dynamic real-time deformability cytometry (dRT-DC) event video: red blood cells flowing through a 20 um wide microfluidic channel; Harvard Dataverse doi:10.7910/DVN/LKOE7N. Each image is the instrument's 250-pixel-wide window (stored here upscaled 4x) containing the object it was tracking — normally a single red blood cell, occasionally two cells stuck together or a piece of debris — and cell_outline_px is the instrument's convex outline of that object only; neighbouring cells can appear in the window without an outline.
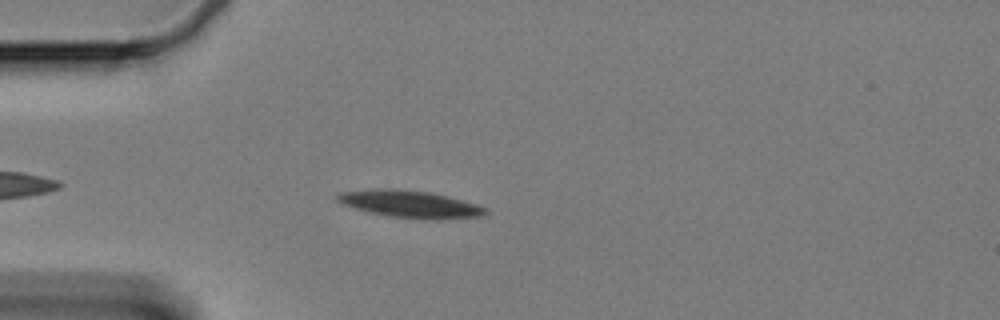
{"species": "Egyptian fruit bat (a non-hibernating species)", "species_latin": "Rousettus aegyptiacus", "temperature_condition": "cold", "stored_images_in_passage": 51, "camera_frame_rate_fps": 3000, "um_per_image_px": 0.085, "animal": {"sex": "female"}, "frame": {"image": 1, "passage_image": 6, "time_ms": 1.667, "image_size_px": [1000, 320], "cell_outline_px": [[488, 212], [480, 216], [440, 220], [432, 220], [388, 216], [340, 204], [336, 200], [336, 196], [340, 192], [376, 188], [396, 188], [428, 192], [448, 196], [476, 204], [488, 208]], "centroid_in_image_um": [34.85, 17.34], "position_along_channel_um": 50.1, "area_um2": 23.58}}
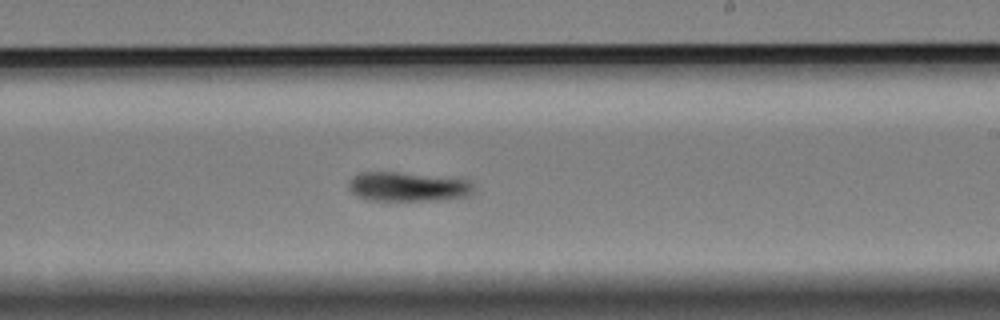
{"frame": {"image": 2, "passage_image": 26, "time_ms": 8.333, "image_size_px": [1000, 320], "cell_outline_px": [[472, 196], [436, 200], [368, 200], [356, 196], [348, 188], [348, 180], [360, 172], [396, 172], [464, 176], [472, 180]], "centroid_in_image_um": [34.77, 15.84], "position_along_channel_um": 254.2, "area_um2": 22.25}}
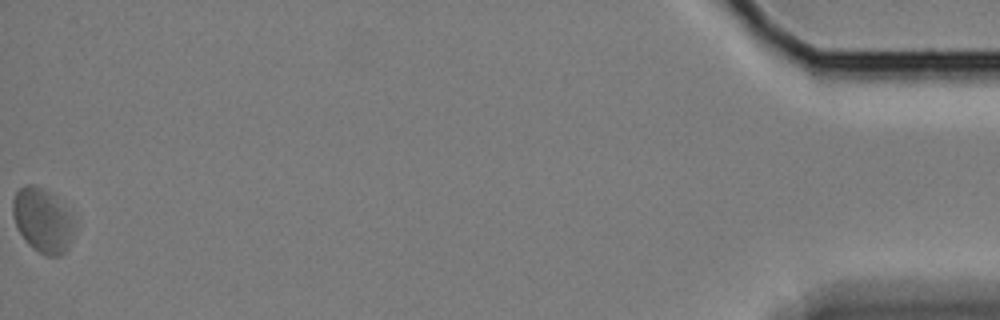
{"frame": {"image": 3, "passage_image": 51, "time_ms": 16.667, "image_size_px": [1000, 320], "cell_outline_px": [[72, 236], [68, 248], [60, 256], [44, 256], [32, 248], [24, 240], [16, 224], [12, 212], [12, 200], [16, 192], [24, 184], [32, 184], [44, 188], [56, 200], [72, 220]], "centroid_in_image_um": [3.55, 18.76], "position_along_channel_um": 431.6, "area_um2": 22.43}, "authors_computed_cell_mechanics": {"area_um2": 22.1952, "velocity_mm_per_s": 3.2517, "shape_relaxation_time_tau1_ms": 3.7144, "shape_relaxation_time_tau2_ms": null, "deformation_change_tau1": 0.0967, "deformation_change_tau2": null}}